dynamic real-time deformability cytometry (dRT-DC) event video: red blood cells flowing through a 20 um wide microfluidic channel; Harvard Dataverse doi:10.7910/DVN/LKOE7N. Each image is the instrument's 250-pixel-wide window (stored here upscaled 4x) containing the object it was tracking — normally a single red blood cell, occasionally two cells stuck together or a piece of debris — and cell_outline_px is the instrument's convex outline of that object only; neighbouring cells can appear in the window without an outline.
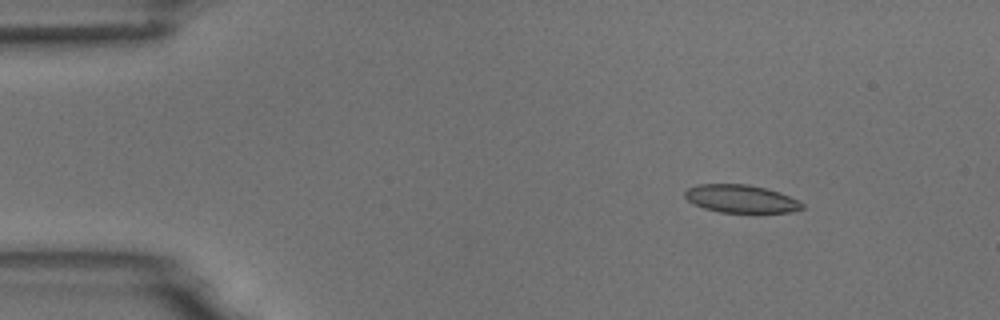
{"species": "common noctule bat (a hibernating species)", "species_latin": "Nyctalus noctula", "temperature_condition": "room temperature", "stored_images_in_passage": 6, "camera_frame_rate_fps": 3000, "um_per_image_px": 0.085, "animal": {"sex": "male", "body_mass_g": 18.8}, "frame": {"image": 1, "passage_image": 2, "time_ms": 1.0, "image_size_px": [1000, 320], "cell_outline_px": [[804, 208], [792, 212], [720, 212], [704, 208], [688, 200], [684, 196], [684, 192], [688, 188], [696, 184], [748, 184], [780, 192], [804, 204]], "centroid_in_image_um": [62.97, 16.89], "position_along_channel_um": 22.0, "area_um2": 18.9}}
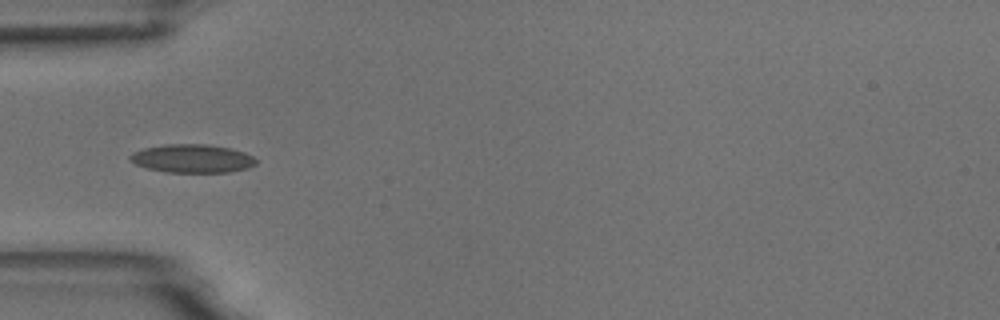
{"frame": {"image": 2, "passage_image": 5, "time_ms": 4.333, "image_size_px": [1000, 320], "cell_outline_px": [[256, 164], [248, 168], [228, 172], [164, 172], [148, 168], [136, 164], [128, 160], [128, 156], [132, 152], [144, 148], [164, 144], [208, 144], [232, 148], [244, 152], [252, 156], [256, 160]], "centroid_in_image_um": [16.32, 13.47], "position_along_channel_um": 68.7, "area_um2": 20.98}}